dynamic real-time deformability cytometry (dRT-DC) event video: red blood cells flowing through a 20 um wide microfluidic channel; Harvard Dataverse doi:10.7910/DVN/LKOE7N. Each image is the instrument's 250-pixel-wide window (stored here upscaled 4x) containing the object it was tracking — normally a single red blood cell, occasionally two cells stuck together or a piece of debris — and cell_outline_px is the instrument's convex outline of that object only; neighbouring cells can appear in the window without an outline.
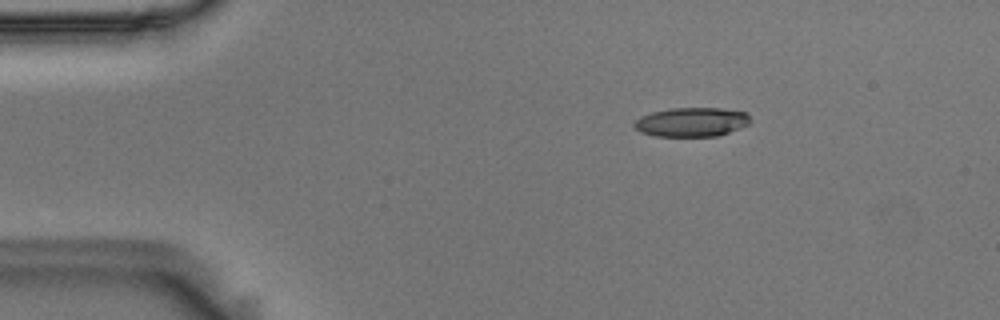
{"species": "Egyptian fruit bat (a non-hibernating species)", "species_latin": "Rousettus aegyptiacus", "temperature_condition": "room temperature", "stored_images_in_passage": 49, "camera_frame_rate_fps": 3000, "um_per_image_px": 0.085, "animal": {"sex": "male"}, "frame": {"image": 1, "passage_image": 2, "time_ms": 0.333, "image_size_px": [1000, 320], "cell_outline_px": [[752, 120], [748, 124], [740, 128], [716, 136], [656, 136], [640, 132], [632, 124], [640, 116], [652, 112], [672, 108], [720, 108], [748, 112]], "centroid_in_image_um": [58.8, 10.37], "position_along_channel_um": 26.2, "area_um2": 19.77}}
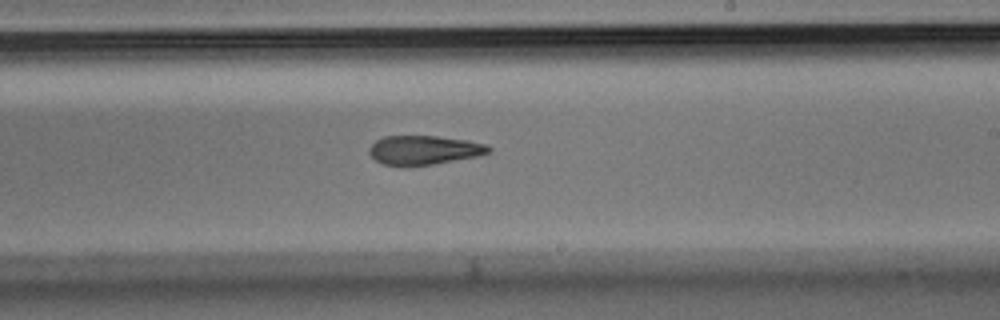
{"frame": {"image": 2, "passage_image": 26, "time_ms": 8.333, "image_size_px": [1000, 320], "cell_outline_px": [[492, 152], [480, 156], [408, 168], [404, 168], [384, 164], [376, 160], [368, 152], [368, 148], [376, 140], [384, 136], [436, 136], [468, 140], [488, 144], [492, 148]], "centroid_in_image_um": [36.06, 12.77], "position_along_channel_um": 252.9, "area_um2": 20.81}}
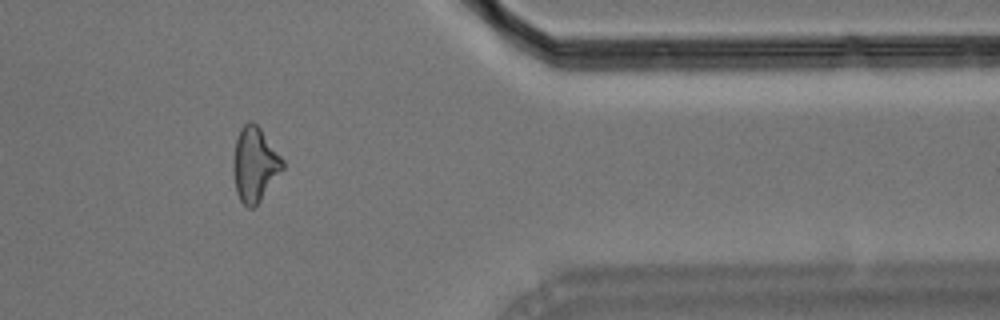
{"frame": {"image": 3, "passage_image": 39, "time_ms": 12.667, "image_size_px": [1000, 320], "cell_outline_px": [[284, 168], [260, 200], [252, 208], [248, 208], [240, 200], [236, 192], [232, 172], [232, 160], [236, 140], [240, 128], [248, 120], [252, 120], [260, 128], [284, 160]], "centroid_in_image_um": [21.63, 13.95], "position_along_channel_um": 389.8, "area_um2": 21.44}, "authors_computed_cell_mechanics": {"area_um2": 21.1548, "velocity_mm_per_s": 3.6129, "shape_relaxation_time_tau1_ms": 8.008, "shape_relaxation_time_tau2_ms": 4.8919, "deformation_change_tau1": 0.2004, "deformation_change_tau2": 0.1551}}